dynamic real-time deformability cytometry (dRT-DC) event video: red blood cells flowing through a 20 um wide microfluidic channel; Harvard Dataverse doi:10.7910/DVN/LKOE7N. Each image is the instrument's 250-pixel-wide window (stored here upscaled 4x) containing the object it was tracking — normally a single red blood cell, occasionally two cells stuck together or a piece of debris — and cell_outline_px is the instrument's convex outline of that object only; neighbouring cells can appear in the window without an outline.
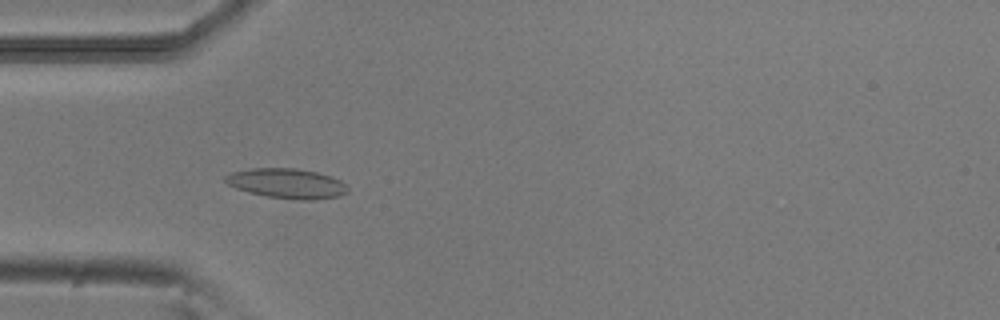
{"species": "common noctule bat (a hibernating species)", "species_latin": "Nyctalus noctula", "temperature_condition": "room temperature", "stored_images_in_passage": 19, "camera_frame_rate_fps": 3000, "um_per_image_px": 0.085, "animal": {"sex": "male", "body_mass_g": 20.5, "forearm_length_mm": 52.5}, "frame": {"image": 1, "passage_image": 15, "time_ms": 4.667, "image_size_px": [1000, 320], "cell_outline_px": [[348, 192], [340, 196], [312, 200], [300, 200], [268, 196], [248, 192], [236, 188], [228, 184], [224, 180], [224, 176], [232, 172], [252, 168], [296, 168], [316, 172], [332, 176], [340, 180], [348, 188]], "centroid_in_image_um": [24.39, 15.59], "position_along_channel_um": 60.6, "area_um2": 21.27}}
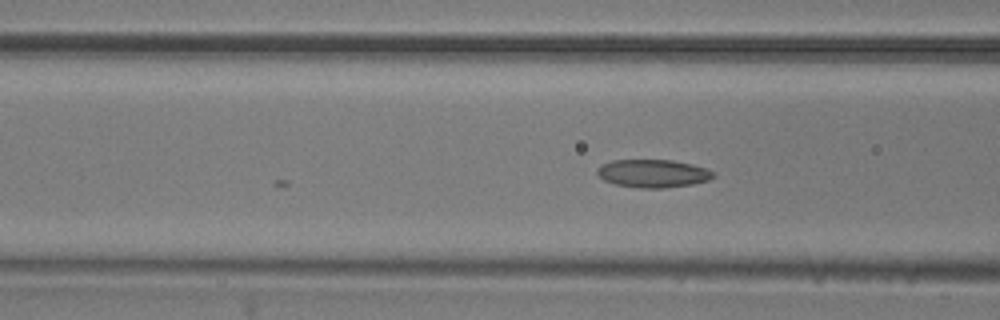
{"frame": {"image": 2, "passage_image": 19, "time_ms": 6.0, "image_size_px": [1000, 320], "cell_outline_px": [[716, 176], [708, 180], [692, 184], [664, 188], [640, 188], [616, 184], [604, 180], [596, 172], [596, 168], [600, 164], [612, 160], [672, 160], [692, 164], [716, 172]], "centroid_in_image_um": [55.5, 14.74], "position_along_channel_um": 111.1, "area_um2": 19.02}}